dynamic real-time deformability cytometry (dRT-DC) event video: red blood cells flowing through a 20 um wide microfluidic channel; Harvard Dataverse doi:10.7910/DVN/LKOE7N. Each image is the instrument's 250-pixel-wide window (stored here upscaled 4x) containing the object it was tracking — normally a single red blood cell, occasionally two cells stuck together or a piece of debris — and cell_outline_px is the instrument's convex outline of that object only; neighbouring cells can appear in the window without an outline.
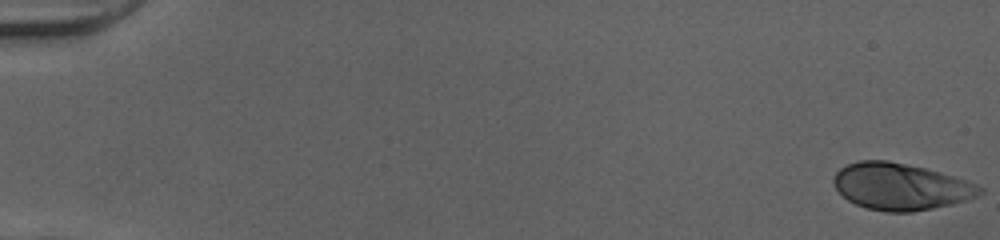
{"species": "human", "species_latin": "Homo sapiens", "temperature_condition": "cold", "stored_images_in_passage": 52, "camera_frame_rate_fps": 3000, "um_per_image_px": 0.085, "donor": {"sex": "female"}, "frame": {"image": 1, "passage_image": 1, "time_ms": 0.0, "image_size_px": [1000, 240], "cell_outline_px": [[984, 192], [980, 196], [968, 200], [952, 204], [912, 212], [888, 212], [868, 208], [856, 204], [848, 200], [836, 188], [832, 180], [836, 172], [840, 168], [848, 164], [860, 160], [888, 160], [924, 168], [940, 172], [976, 184], [984, 188]], "centroid_in_image_um": [76.57, 15.86], "position_along_channel_um": 8.4, "area_um2": 39.65}}
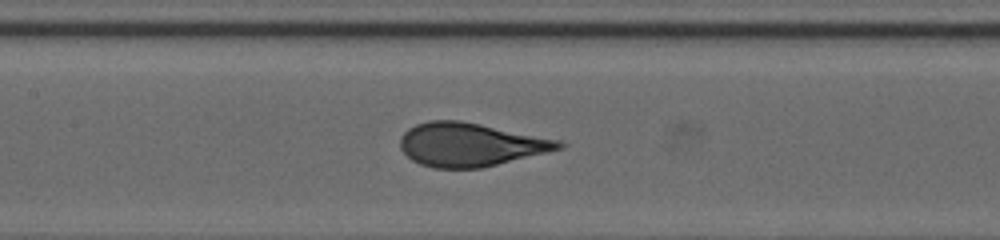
{"frame": {"image": 2, "passage_image": 26, "time_ms": 8.333, "image_size_px": [1000, 240], "cell_outline_px": [[568, 144], [564, 148], [480, 168], [432, 168], [420, 164], [412, 160], [400, 148], [400, 136], [408, 128], [416, 124], [428, 120], [460, 120], [564, 140]], "centroid_in_image_um": [40.01, 12.28], "position_along_channel_um": 167.4, "area_um2": 40.46}}
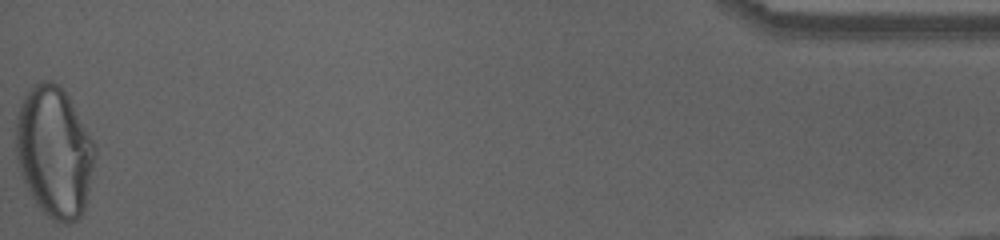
{"frame": {"image": 3, "passage_image": 52, "time_ms": 17.0, "image_size_px": [1000, 240], "cell_outline_px": [[96, 156], [84, 212], [76, 220], [68, 224], [64, 224], [52, 220], [36, 204], [28, 192], [16, 156], [16, 120], [20, 104], [24, 96], [32, 84], [40, 80], [52, 80], [60, 84], [64, 88], [96, 144]], "centroid_in_image_um": [4.63, 12.88], "position_along_channel_um": 430.6, "area_um2": 60.98}, "authors_computed_cell_mechanics": {"area_um2": 40.1132, "velocity_mm_per_s": 4.0358, "shape_relaxation_time_tau1_ms": 7.852, "shape_relaxation_time_tau2_ms": null, "deformation_change_tau1": 0.2845, "deformation_change_tau2": null}}